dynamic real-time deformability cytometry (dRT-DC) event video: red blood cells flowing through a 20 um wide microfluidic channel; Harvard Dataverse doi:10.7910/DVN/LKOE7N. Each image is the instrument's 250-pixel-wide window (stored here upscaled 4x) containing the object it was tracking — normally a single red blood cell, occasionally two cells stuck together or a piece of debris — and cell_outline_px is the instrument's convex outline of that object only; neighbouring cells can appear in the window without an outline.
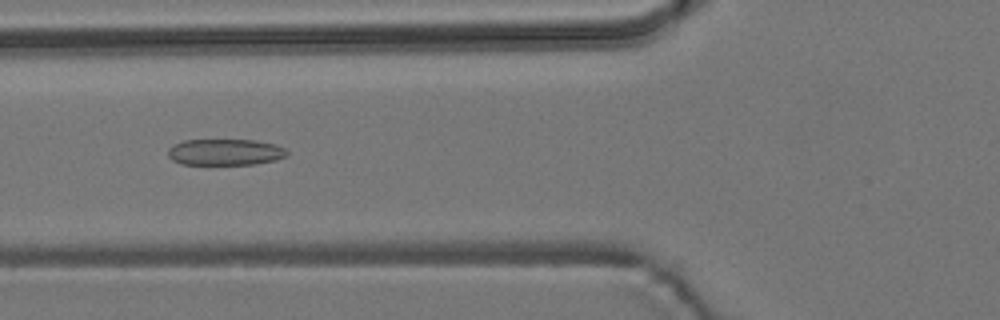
{"species": "common noctule bat (a hibernating species)", "species_latin": "Nyctalus noctula", "temperature_condition": "room temperature", "stored_images_in_passage": 7, "camera_frame_rate_fps": 3000, "um_per_image_px": 0.085, "animal": {"sex": "male", "body_mass_g": 19.2, "forearm_length_mm": 51.8}, "frame": {"image": 1, "passage_image": 5, "time_ms": 1.333, "image_size_px": [1000, 320], "cell_outline_px": [[288, 156], [276, 160], [256, 164], [180, 164], [172, 160], [168, 156], [168, 148], [184, 140], [256, 140], [276, 144], [284, 148], [288, 152]], "centroid_in_image_um": [19.17, 12.93], "position_along_channel_um": 106.6, "area_um2": 18.32}}
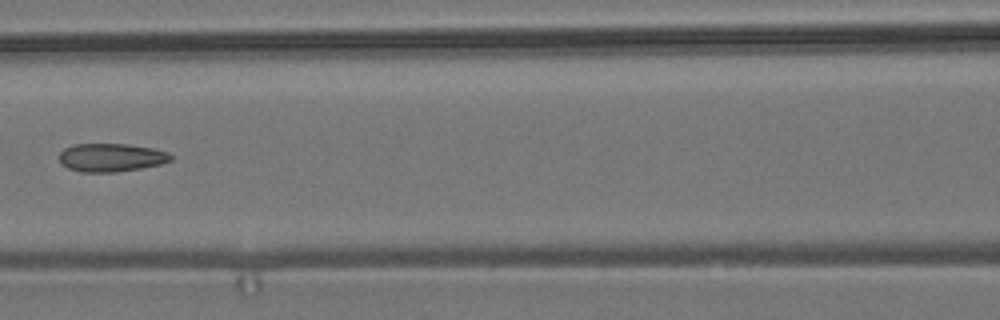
{"frame": {"image": 2, "passage_image": 6, "time_ms": 1.667, "image_size_px": [1000, 320], "cell_outline_px": [[172, 160], [160, 164], [140, 168], [116, 172], [80, 172], [68, 168], [60, 164], [56, 156], [64, 148], [72, 144], [128, 144], [152, 148], [168, 152], [172, 156]], "centroid_in_image_um": [9.38, 13.39], "position_along_channel_um": 157.2, "area_um2": 18.61}}
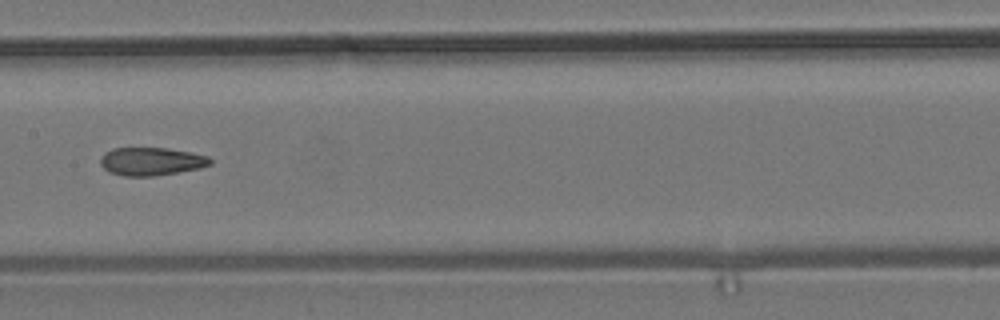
{"frame": {"image": 3, "passage_image": 7, "time_ms": 2.0, "image_size_px": [1000, 320], "cell_outline_px": [[212, 164], [200, 168], [152, 176], [124, 176], [108, 172], [100, 164], [100, 156], [104, 152], [112, 148], [168, 148], [192, 152], [208, 156], [212, 160]], "centroid_in_image_um": [12.84, 13.71], "position_along_channel_um": 194.6, "area_um2": 18.09}}